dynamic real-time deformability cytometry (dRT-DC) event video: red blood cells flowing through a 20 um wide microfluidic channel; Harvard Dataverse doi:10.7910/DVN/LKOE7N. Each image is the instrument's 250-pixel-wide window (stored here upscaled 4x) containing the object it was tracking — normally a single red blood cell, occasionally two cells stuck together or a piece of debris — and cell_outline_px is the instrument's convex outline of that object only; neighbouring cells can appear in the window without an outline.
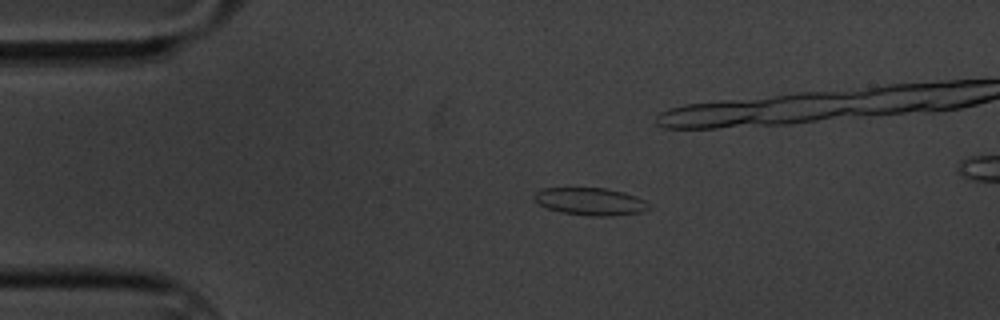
{"species": "common noctule bat (a hibernating species)", "species_latin": "Nyctalus noctula", "temperature_condition": "cold", "stored_images_in_passage": 55, "segment_of_instrument_passage": [1, 2], "camera_frame_rate_fps": 3000, "um_per_image_px": 0.085, "animal": {"sex": "male", "body_mass_g": 20.1, "forearm_length_mm": 53.5}, "frame": {"image": 1, "passage_image": 12, "time_ms": 3.667, "image_size_px": [1000, 320], "cell_outline_px": [[652, 208], [640, 212], [616, 216], [588, 216], [560, 212], [548, 208], [540, 204], [532, 196], [536, 192], [544, 188], [608, 188], [624, 192], [636, 196], [644, 200]], "centroid_in_image_um": [50.21, 17.13], "position_along_channel_um": 34.8, "area_um2": 18.44}}
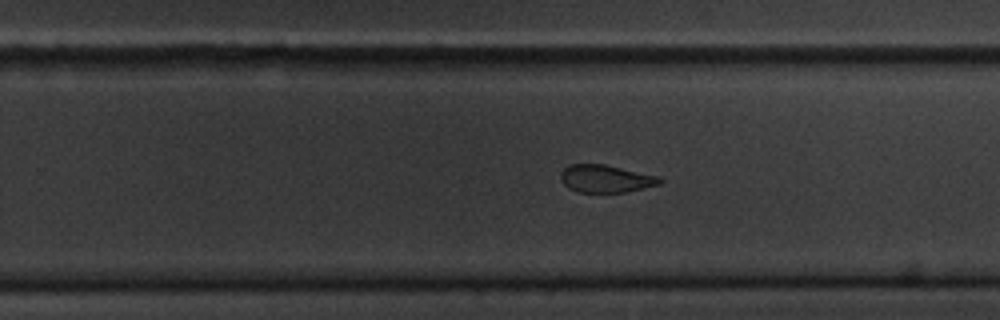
{"frame": {"image": 2, "passage_image": 37, "time_ms": 12.0, "image_size_px": [1000, 320], "cell_outline_px": [[664, 180], [660, 184], [624, 192], [576, 192], [568, 188], [560, 180], [560, 172], [568, 164], [604, 164], [656, 176]], "centroid_in_image_um": [51.42, 15.19], "position_along_channel_um": 278.4, "area_um2": 15.84}}
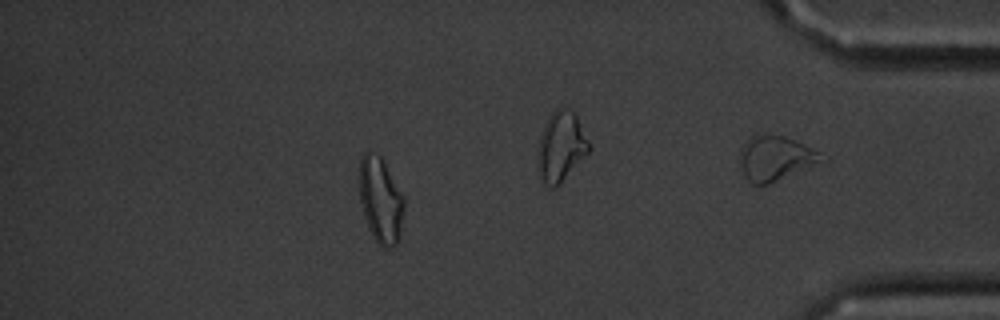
{"frame": {"image": 3, "passage_image": 52, "time_ms": 17.0, "image_size_px": [1000, 320], "cell_outline_px": [[404, 208], [400, 236], [396, 244], [392, 248], [384, 248], [372, 236], [368, 228], [360, 204], [360, 160], [364, 152], [368, 148], [380, 156], [384, 160], [404, 196]], "centroid_in_image_um": [32.36, 16.99], "position_along_channel_um": 402.8, "area_um2": 22.66}}